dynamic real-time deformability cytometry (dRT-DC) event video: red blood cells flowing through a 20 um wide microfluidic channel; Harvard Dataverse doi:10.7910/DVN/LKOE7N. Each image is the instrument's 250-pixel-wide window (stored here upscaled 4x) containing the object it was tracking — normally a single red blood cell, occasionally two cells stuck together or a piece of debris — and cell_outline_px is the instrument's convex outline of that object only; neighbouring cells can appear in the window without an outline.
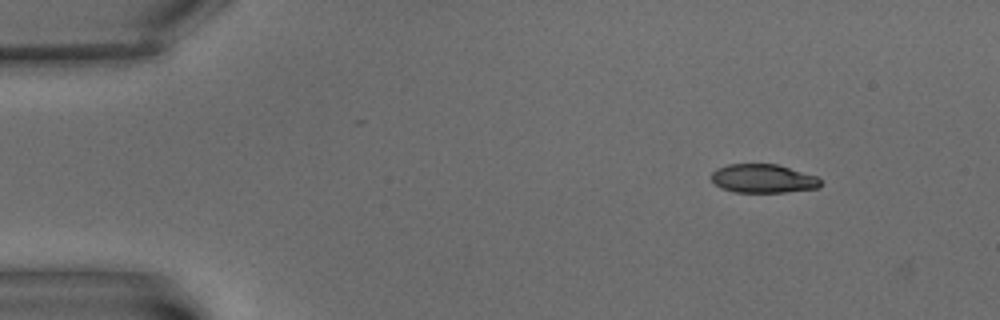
{"species": "common noctule bat (a hibernating species)", "species_latin": "Nyctalus noctula", "temperature_condition": "warm", "stored_images_in_passage": 8, "camera_frame_rate_fps": 3000, "um_per_image_px": 0.085, "animal": {"sex": "male", "body_mass_g": 15.6}, "frame": {"image": 1, "passage_image": 1, "time_ms": 0.0, "image_size_px": [1000, 320], "cell_outline_px": [[820, 188], [784, 192], [732, 192], [720, 188], [712, 180], [712, 172], [716, 168], [728, 164], [776, 164], [816, 176], [820, 180]], "centroid_in_image_um": [64.84, 15.18], "position_along_channel_um": 20.2, "area_um2": 18.21}}
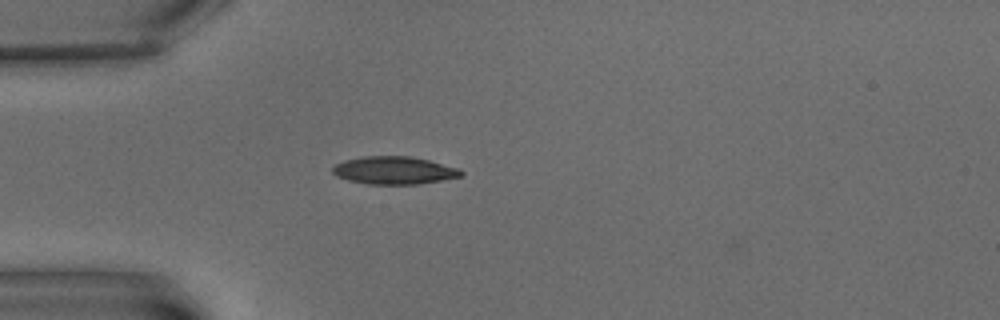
{"frame": {"image": 2, "passage_image": 4, "time_ms": 3.667, "image_size_px": [1000, 320], "cell_outline_px": [[464, 176], [416, 184], [368, 184], [348, 180], [336, 176], [332, 172], [332, 168], [336, 164], [344, 160], [364, 156], [408, 156], [428, 160], [460, 168], [464, 172]], "centroid_in_image_um": [33.51, 14.48], "position_along_channel_um": 51.5, "area_um2": 20.75}}
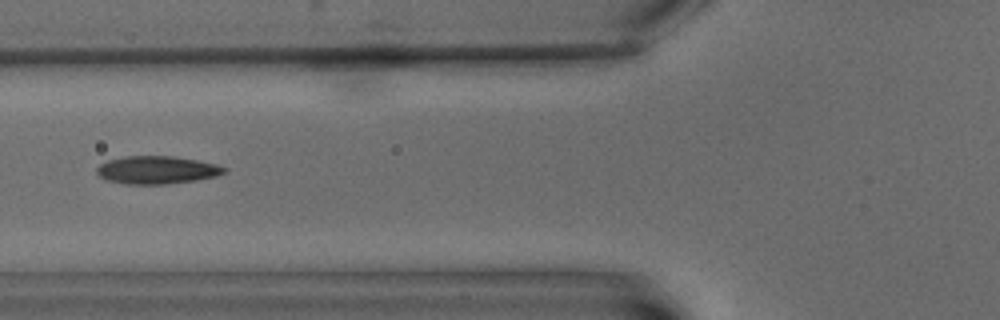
{"frame": {"image": 3, "passage_image": 6, "time_ms": 6.0, "image_size_px": [1000, 320], "cell_outline_px": [[228, 168], [224, 172], [216, 176], [196, 180], [164, 184], [128, 184], [104, 180], [96, 172], [96, 168], [100, 164], [108, 160], [124, 156], [172, 156], [196, 160], [216, 164]], "centroid_in_image_um": [13.3, 14.44], "position_along_channel_um": 112.5, "area_um2": 20.63}}